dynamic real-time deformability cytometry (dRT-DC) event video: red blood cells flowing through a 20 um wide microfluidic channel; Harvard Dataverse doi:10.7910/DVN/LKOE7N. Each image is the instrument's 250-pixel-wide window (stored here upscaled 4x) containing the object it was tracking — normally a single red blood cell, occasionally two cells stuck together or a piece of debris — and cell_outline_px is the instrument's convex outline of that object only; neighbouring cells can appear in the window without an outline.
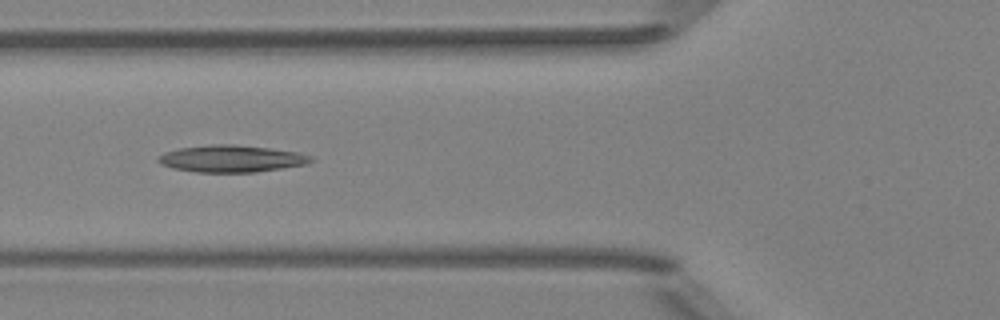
{"species": "Egyptian fruit bat (a non-hibernating species)", "species_latin": "Rousettus aegyptiacus", "temperature_condition": "room temperature", "stored_images_in_passage": 8, "camera_frame_rate_fps": 3000, "um_per_image_px": 0.085, "animal": {"sex": "female"}, "frame": {"image": 1, "passage_image": 5, "time_ms": 4.333, "image_size_px": [1000, 320], "cell_outline_px": [[312, 160], [304, 164], [256, 172], [196, 172], [172, 168], [160, 164], [156, 160], [164, 152], [180, 148], [216, 144], [232, 144], [268, 148], [296, 152], [312, 156]], "centroid_in_image_um": [19.61, 13.49], "position_along_channel_um": 106.2, "area_um2": 23.64}}
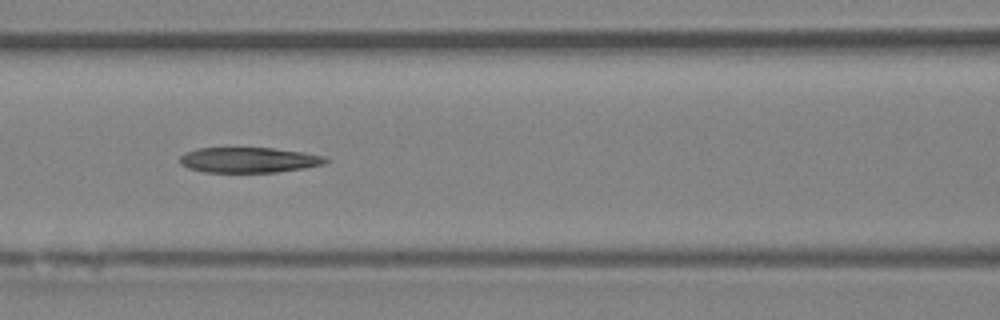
{"frame": {"image": 2, "passage_image": 6, "time_ms": 5.333, "image_size_px": [1000, 320], "cell_outline_px": [[328, 160], [320, 164], [300, 168], [276, 172], [204, 172], [188, 168], [180, 164], [180, 156], [184, 152], [196, 148], [272, 148], [300, 152], [324, 156]], "centroid_in_image_um": [21.04, 13.59], "position_along_channel_um": 145.6, "area_um2": 21.21}}
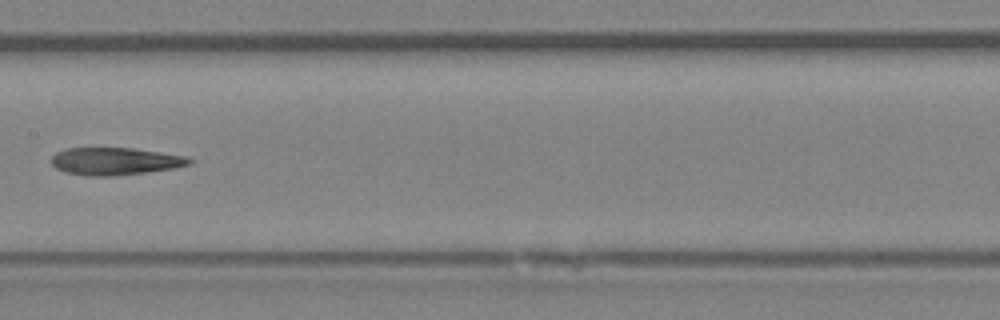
{"frame": {"image": 3, "passage_image": 7, "time_ms": 6.667, "image_size_px": [1000, 320], "cell_outline_px": [[196, 160], [192, 164], [172, 168], [144, 172], [112, 176], [88, 176], [68, 172], [56, 168], [48, 160], [56, 152], [64, 148], [132, 148], [188, 156]], "centroid_in_image_um": [9.79, 13.69], "position_along_channel_um": 197.6, "area_um2": 22.14}}